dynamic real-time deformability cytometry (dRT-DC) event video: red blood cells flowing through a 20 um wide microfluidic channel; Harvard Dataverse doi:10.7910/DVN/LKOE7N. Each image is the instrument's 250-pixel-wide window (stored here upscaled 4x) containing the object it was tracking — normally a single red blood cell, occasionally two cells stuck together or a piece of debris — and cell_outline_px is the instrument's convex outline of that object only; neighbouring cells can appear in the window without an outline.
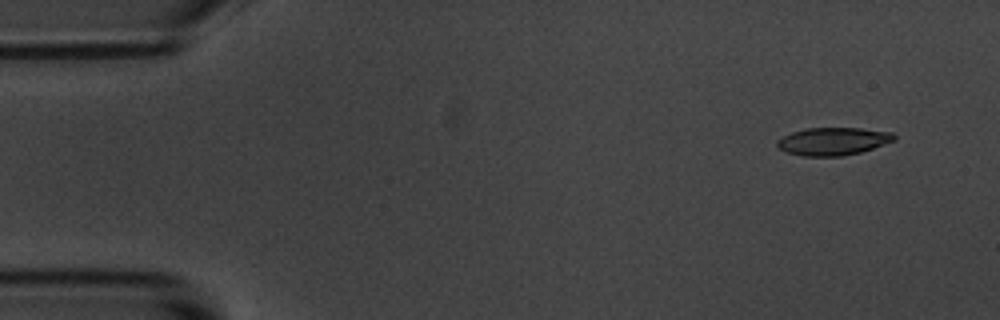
{"species": "common noctule bat (a hibernating species)", "species_latin": "Nyctalus noctula", "temperature_condition": "room temperature", "stored_images_in_passage": 4, "camera_frame_rate_fps": 3000, "um_per_image_px": 0.085, "animal": {"sex": "male", "body_mass_g": 20.1, "forearm_length_mm": 53.5}, "frame": {"image": 1, "passage_image": 1, "time_ms": 0.0, "image_size_px": [1000, 320], "cell_outline_px": [[896, 140], [860, 152], [840, 156], [804, 156], [784, 152], [776, 144], [776, 140], [792, 132], [804, 128], [860, 128], [892, 132], [896, 136]], "centroid_in_image_um": [70.79, 12.0], "position_along_channel_um": 14.2, "area_um2": 18.9}}